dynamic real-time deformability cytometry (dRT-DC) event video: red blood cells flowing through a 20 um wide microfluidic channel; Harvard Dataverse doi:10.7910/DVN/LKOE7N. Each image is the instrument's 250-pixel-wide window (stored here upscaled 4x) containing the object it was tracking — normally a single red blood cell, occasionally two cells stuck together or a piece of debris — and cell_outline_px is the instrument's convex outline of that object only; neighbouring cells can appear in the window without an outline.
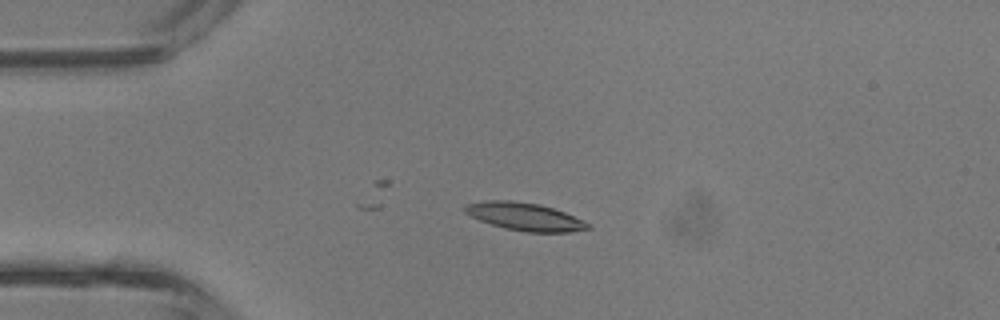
{"species": "common noctule bat (a hibernating species)", "species_latin": "Nyctalus noctula", "temperature_condition": "room temperature", "stored_images_in_passage": 23, "camera_frame_rate_fps": 3000, "um_per_image_px": 0.085, "animal": {"sex": "male", "body_mass_g": 13.3}, "frame": {"image": 1, "passage_image": 1, "time_ms": 0.0, "image_size_px": [1000, 320], "cell_outline_px": [[592, 228], [572, 232], [528, 232], [504, 228], [480, 220], [464, 212], [464, 204], [488, 200], [512, 200], [540, 204], [564, 212], [588, 224]], "centroid_in_image_um": [44.57, 18.4], "position_along_channel_um": 40.4, "area_um2": 19.71}}
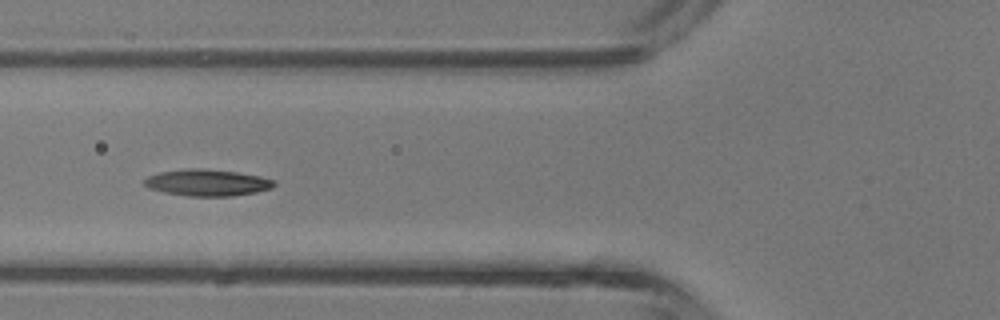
{"frame": {"image": 2, "passage_image": 7, "time_ms": 2.0, "image_size_px": [1000, 320], "cell_outline_px": [[276, 184], [272, 188], [256, 192], [232, 196], [188, 196], [164, 192], [148, 188], [144, 184], [144, 180], [148, 176], [160, 172], [184, 168], [200, 168], [236, 172], [260, 176], [276, 180]], "centroid_in_image_um": [17.63, 15.52], "position_along_channel_um": 108.2, "area_um2": 20.17}}
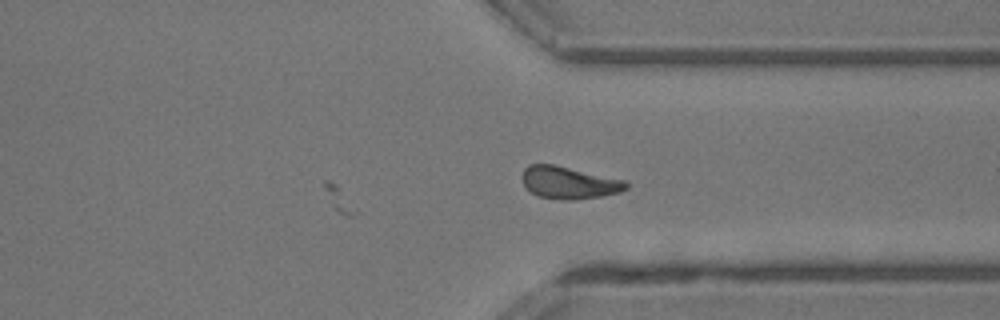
{"frame": {"image": 3, "passage_image": 23, "time_ms": 7.333, "image_size_px": [1000, 320], "cell_outline_px": [[628, 188], [620, 192], [600, 196], [576, 200], [564, 200], [540, 196], [532, 192], [524, 184], [520, 176], [524, 168], [528, 164], [552, 164], [624, 180], [628, 184]], "centroid_in_image_um": [48.34, 15.52], "position_along_channel_um": 363.1, "area_um2": 19.36}}